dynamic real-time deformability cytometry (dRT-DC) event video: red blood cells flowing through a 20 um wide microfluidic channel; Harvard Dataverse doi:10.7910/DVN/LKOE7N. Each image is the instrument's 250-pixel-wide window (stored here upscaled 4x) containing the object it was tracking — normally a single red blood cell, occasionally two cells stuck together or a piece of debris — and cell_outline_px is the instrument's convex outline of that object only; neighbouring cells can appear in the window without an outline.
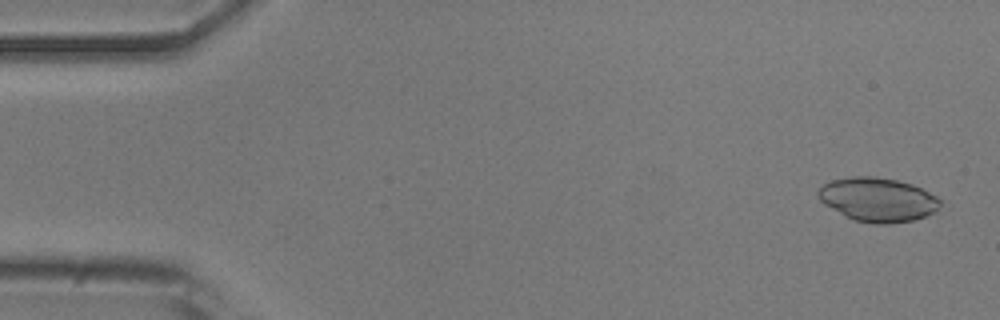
{"species": "common noctule bat (a hibernating species)", "species_latin": "Nyctalus noctula", "temperature_condition": "room temperature", "stored_images_in_passage": 21, "camera_frame_rate_fps": 3000, "um_per_image_px": 0.085, "animal": {"sex": "male", "body_mass_g": 20.5, "forearm_length_mm": 52.5}, "frame": {"image": 1, "passage_image": 2, "time_ms": 0.333, "image_size_px": [1000, 320], "cell_outline_px": [[940, 204], [932, 212], [924, 216], [912, 220], [888, 224], [876, 224], [852, 220], [844, 216], [824, 204], [816, 196], [816, 192], [824, 184], [832, 180], [852, 176], [872, 176], [896, 180], [912, 184], [936, 196], [940, 200]], "centroid_in_image_um": [74.55, 16.97], "position_along_channel_um": 10.5, "area_um2": 31.1}}